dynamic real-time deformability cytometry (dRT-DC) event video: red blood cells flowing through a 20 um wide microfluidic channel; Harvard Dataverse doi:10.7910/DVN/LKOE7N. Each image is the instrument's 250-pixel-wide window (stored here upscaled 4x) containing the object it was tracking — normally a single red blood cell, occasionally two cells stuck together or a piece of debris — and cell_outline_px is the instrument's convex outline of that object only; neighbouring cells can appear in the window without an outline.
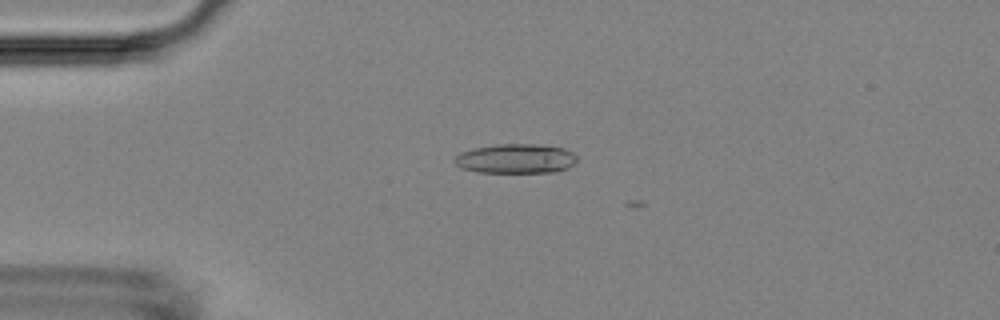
{"species": "Egyptian fruit bat (a non-hibernating species)", "species_latin": "Rousettus aegyptiacus", "temperature_condition": "room temperature", "stored_images_in_passage": 4, "camera_frame_rate_fps": 3000, "um_per_image_px": 0.085, "animal": {"sex": "female"}, "frame": {"image": 1, "passage_image": 3, "time_ms": 0.667, "image_size_px": [1000, 320], "cell_outline_px": [[576, 160], [568, 168], [556, 172], [476, 172], [460, 168], [452, 160], [460, 152], [472, 148], [496, 144], [536, 144], [564, 148], [572, 152], [576, 156]], "centroid_in_image_um": [43.8, 13.48], "position_along_channel_um": 41.2, "area_um2": 21.15}}